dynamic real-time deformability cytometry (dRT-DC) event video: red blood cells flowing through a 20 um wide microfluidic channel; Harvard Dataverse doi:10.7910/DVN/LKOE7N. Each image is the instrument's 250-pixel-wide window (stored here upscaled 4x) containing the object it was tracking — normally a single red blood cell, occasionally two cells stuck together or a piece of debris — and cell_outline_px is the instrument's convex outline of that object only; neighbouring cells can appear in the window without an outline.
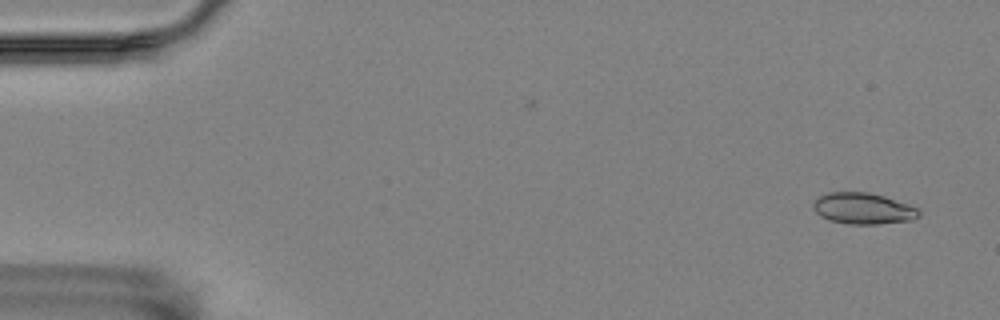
{"species": "Egyptian fruit bat (a non-hibernating species)", "species_latin": "Rousettus aegyptiacus", "temperature_condition": "room temperature", "stored_images_in_passage": 7, "camera_frame_rate_fps": 3000, "um_per_image_px": 0.085, "animal": {"sex": "female"}, "frame": {"image": 1, "passage_image": 2, "time_ms": 0.333, "image_size_px": [1000, 320], "cell_outline_px": [[920, 216], [912, 220], [880, 224], [848, 224], [828, 220], [820, 216], [812, 208], [812, 204], [820, 196], [828, 192], [868, 192], [884, 196], [920, 208]], "centroid_in_image_um": [73.38, 17.73], "position_along_channel_um": 11.6, "area_um2": 19.42}}